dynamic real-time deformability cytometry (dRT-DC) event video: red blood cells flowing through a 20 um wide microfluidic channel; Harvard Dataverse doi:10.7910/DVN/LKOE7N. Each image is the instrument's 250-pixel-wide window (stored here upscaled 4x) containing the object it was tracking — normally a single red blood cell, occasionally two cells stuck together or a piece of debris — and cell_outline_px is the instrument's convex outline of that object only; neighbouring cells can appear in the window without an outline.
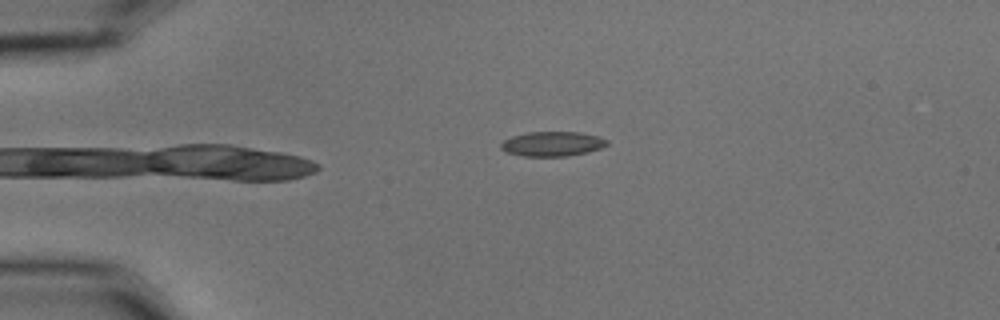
{"species": "common noctule bat (a hibernating species)", "species_latin": "Nyctalus noctula", "temperature_condition": "cold", "stored_images_in_passage": 2, "camera_frame_rate_fps": 3000, "um_per_image_px": 0.085, "animal": {"sex": "male", "body_mass_g": 15.6}, "frame": {"image": 1, "passage_image": 1, "time_ms": 0.0, "image_size_px": [1000, 320], "cell_outline_px": [[608, 144], [600, 148], [588, 152], [568, 156], [524, 156], [504, 152], [500, 148], [500, 144], [504, 140], [512, 136], [528, 132], [580, 132], [600, 136], [608, 140]], "centroid_in_image_um": [46.95, 12.23], "position_along_channel_um": 38.1, "area_um2": 15.37}}